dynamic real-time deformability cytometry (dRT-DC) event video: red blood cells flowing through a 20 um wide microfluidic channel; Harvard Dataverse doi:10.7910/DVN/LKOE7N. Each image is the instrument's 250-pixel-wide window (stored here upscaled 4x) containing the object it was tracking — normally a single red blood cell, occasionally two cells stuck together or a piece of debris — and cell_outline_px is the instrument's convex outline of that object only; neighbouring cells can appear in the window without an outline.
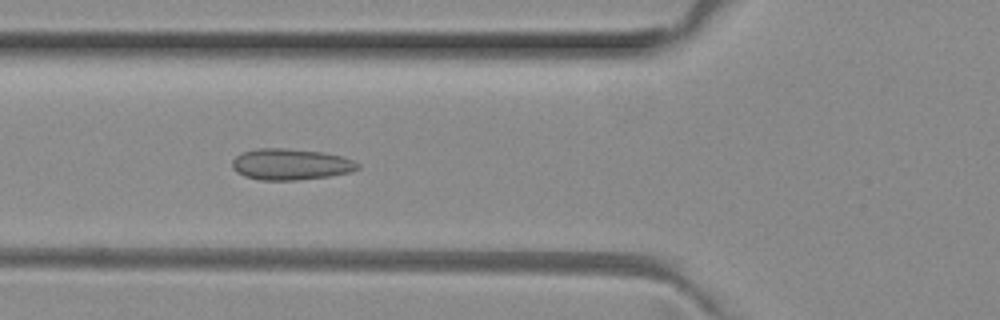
{"species": "common noctule bat (a hibernating species)", "species_latin": "Nyctalus noctula", "temperature_condition": "room temperature", "stored_images_in_passage": 6, "camera_frame_rate_fps": 3000, "um_per_image_px": 0.085, "animal": {"sex": "female", "body_mass_g": 29.2, "forearm_length_mm": 56.3}, "frame": {"image": 1, "passage_image": 4, "time_ms": 1.0, "image_size_px": [1000, 320], "cell_outline_px": [[360, 168], [348, 172], [328, 176], [296, 180], [260, 180], [244, 176], [236, 172], [232, 168], [232, 160], [240, 152], [260, 148], [284, 148], [324, 152], [344, 156], [360, 164]], "centroid_in_image_um": [24.68, 13.96], "position_along_channel_um": 101.1, "area_um2": 22.95}}
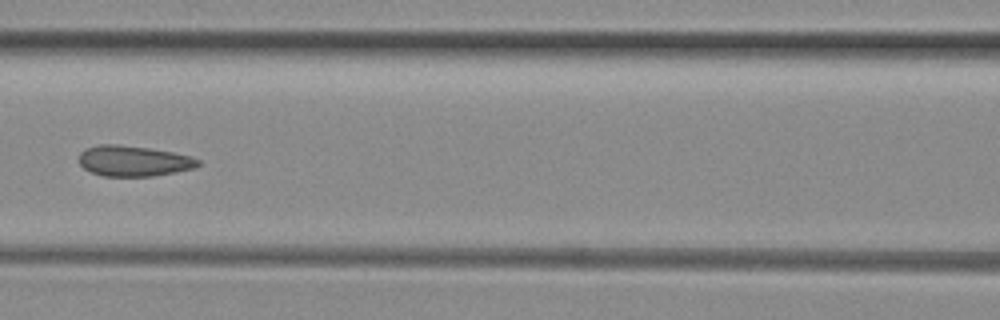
{"frame": {"image": 2, "passage_image": 5, "time_ms": 1.333, "image_size_px": [1000, 320], "cell_outline_px": [[200, 164], [196, 168], [176, 172], [152, 176], [104, 176], [92, 172], [84, 168], [80, 164], [80, 152], [84, 148], [100, 144], [120, 144], [148, 148], [172, 152], [192, 156], [200, 160]], "centroid_in_image_um": [11.38, 13.67], "position_along_channel_um": 155.2, "area_um2": 21.33}}
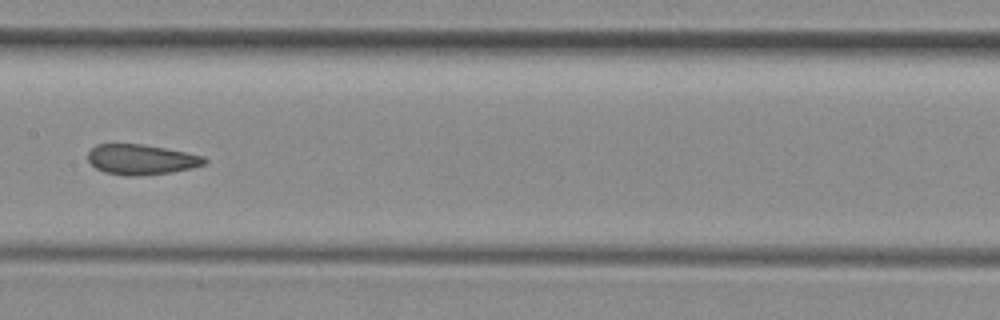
{"frame": {"image": 3, "passage_image": 6, "time_ms": 1.667, "image_size_px": [1000, 320], "cell_outline_px": [[208, 160], [204, 164], [192, 168], [172, 172], [136, 176], [124, 176], [104, 172], [96, 168], [88, 160], [88, 152], [96, 144], [144, 144], [204, 156]], "centroid_in_image_um": [12.0, 13.56], "position_along_channel_um": 195.4, "area_um2": 20.52}}